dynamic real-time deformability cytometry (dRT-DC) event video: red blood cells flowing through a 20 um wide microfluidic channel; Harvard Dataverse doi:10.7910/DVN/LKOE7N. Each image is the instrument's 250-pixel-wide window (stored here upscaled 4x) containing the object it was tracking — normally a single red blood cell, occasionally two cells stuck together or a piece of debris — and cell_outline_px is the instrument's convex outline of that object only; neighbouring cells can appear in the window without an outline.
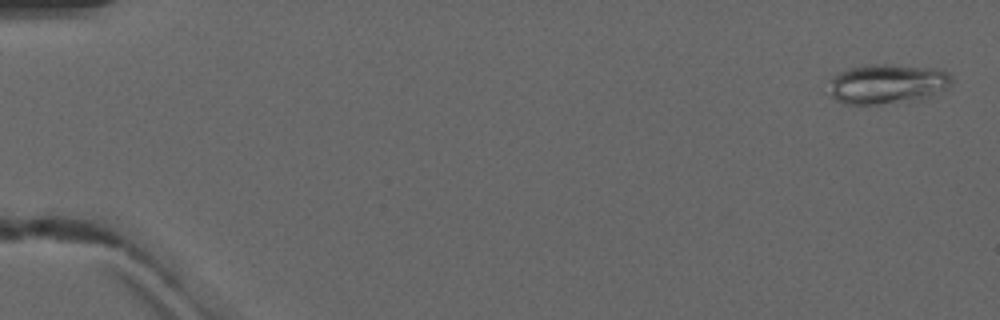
{"species": "common noctule bat (a hibernating species)", "species_latin": "Nyctalus noctula", "temperature_condition": "warm", "stored_images_in_passage": 5, "camera_frame_rate_fps": 3000, "um_per_image_px": 0.085, "animal": {"sex": "male", "forearm_length_mm": 52.5}, "frame": {"image": 1, "passage_image": 1, "time_ms": 0.0, "image_size_px": [1000, 320], "cell_outline_px": [[952, 80], [948, 88], [924, 100], [908, 104], [844, 104], [836, 100], [832, 96], [828, 80], [832, 76], [848, 68], [864, 64], [888, 64], [932, 68], [944, 72]], "centroid_in_image_um": [75.4, 7.17], "position_along_channel_um": 9.6, "area_um2": 29.13}}